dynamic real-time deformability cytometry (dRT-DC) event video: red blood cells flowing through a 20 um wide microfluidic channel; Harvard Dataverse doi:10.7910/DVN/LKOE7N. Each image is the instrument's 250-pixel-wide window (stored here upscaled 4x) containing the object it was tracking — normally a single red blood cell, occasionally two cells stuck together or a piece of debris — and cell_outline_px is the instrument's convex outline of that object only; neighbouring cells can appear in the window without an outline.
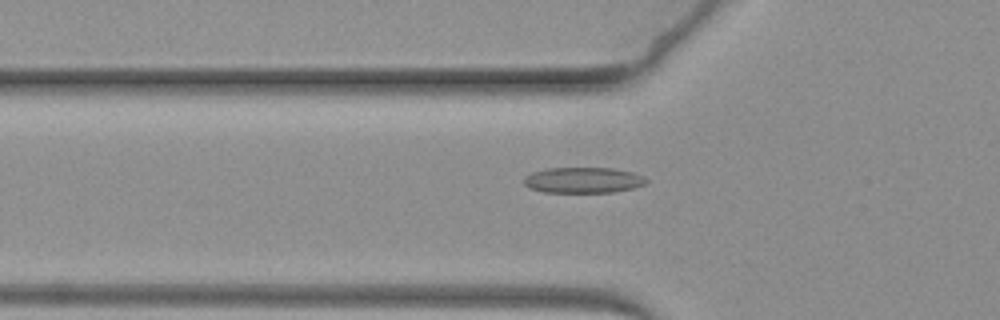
{"species": "common noctule bat (a hibernating species)", "species_latin": "Nyctalus noctula", "temperature_condition": "warm", "stored_images_in_passage": 54, "camera_frame_rate_fps": 3000, "um_per_image_px": 0.085, "animal": {"sex": "female", "body_mass_g": 19.3, "forearm_length_mm": 54.1}, "frame": {"image": 1, "passage_image": 12, "time_ms": 3.667, "image_size_px": [1000, 320], "cell_outline_px": [[648, 180], [644, 184], [632, 188], [616, 192], [544, 192], [528, 188], [524, 184], [524, 176], [532, 172], [544, 168], [612, 168], [632, 172], [644, 176]], "centroid_in_image_um": [49.54, 15.31], "position_along_channel_um": 76.3, "area_um2": 18.44}}
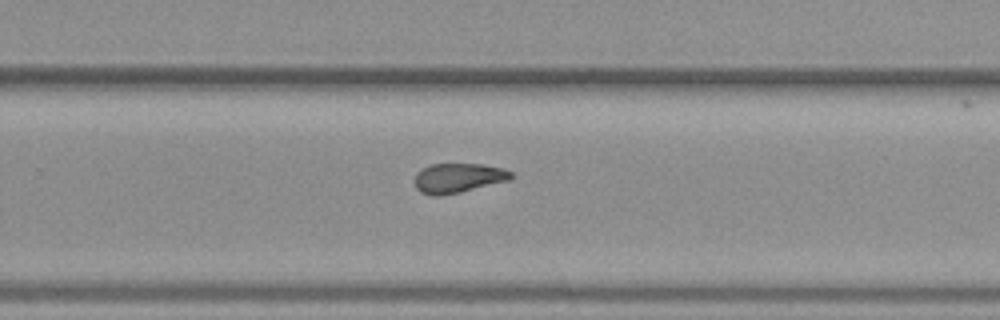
{"frame": {"image": 2, "passage_image": 32, "time_ms": 10.333, "image_size_px": [1000, 320], "cell_outline_px": [[512, 180], [460, 192], [440, 196], [432, 196], [420, 192], [416, 188], [416, 172], [432, 164], [484, 164], [504, 168], [512, 172]], "centroid_in_image_um": [38.98, 15.13], "position_along_channel_um": 290.8, "area_um2": 16.7}}
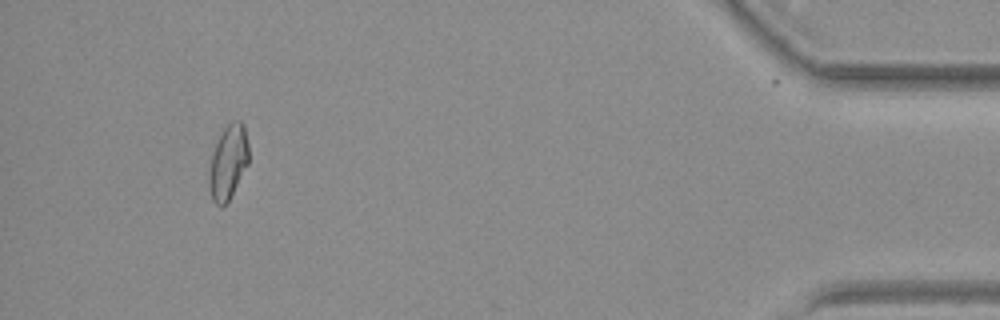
{"frame": {"image": 3, "passage_image": 50, "time_ms": 16.333, "image_size_px": [1000, 320], "cell_outline_px": [[248, 164], [228, 200], [220, 208], [212, 200], [208, 184], [208, 172], [212, 152], [216, 140], [224, 128], [232, 120], [240, 120], [244, 124], [248, 144]], "centroid_in_image_um": [19.37, 13.76], "position_along_channel_um": 415.8, "area_um2": 17.28}}